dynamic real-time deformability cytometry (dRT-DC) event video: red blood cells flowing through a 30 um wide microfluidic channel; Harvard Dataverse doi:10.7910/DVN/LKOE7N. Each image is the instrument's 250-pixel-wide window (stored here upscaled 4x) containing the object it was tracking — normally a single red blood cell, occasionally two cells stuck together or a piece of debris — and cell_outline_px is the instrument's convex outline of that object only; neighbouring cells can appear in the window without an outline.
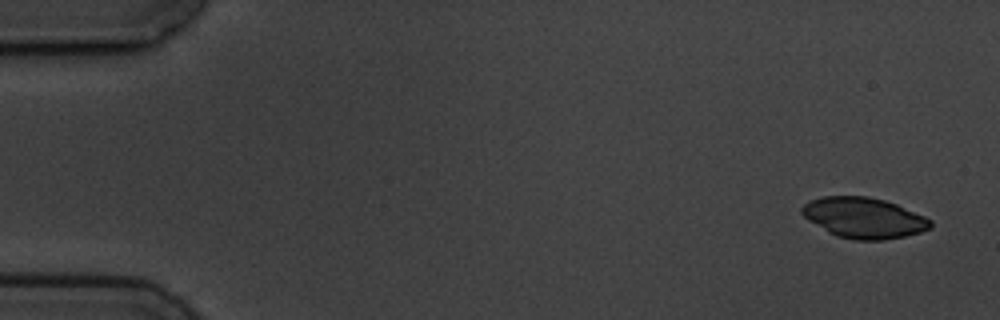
{"species": "common noctule bat (a hibernating species)", "species_latin": "Nyctalus noctula", "temperature_condition": "cold", "stored_images_in_passage": 5, "camera_frame_rate_fps": 3000, "um_per_image_px": 0.085, "animal": {"sex": "male", "body_mass_g": 19.5, "forearm_length_mm": 54.6}, "frame": {"image": 1, "passage_image": 1, "time_ms": 0.0, "image_size_px": [1000, 320], "cell_outline_px": [[932, 228], [920, 232], [904, 236], [884, 240], [852, 240], [836, 236], [828, 232], [808, 220], [800, 212], [800, 208], [804, 204], [812, 200], [824, 196], [868, 196], [884, 200], [896, 204], [924, 216], [932, 220]], "centroid_in_image_um": [73.42, 18.52], "position_along_channel_um": 11.6, "area_um2": 30.46}}